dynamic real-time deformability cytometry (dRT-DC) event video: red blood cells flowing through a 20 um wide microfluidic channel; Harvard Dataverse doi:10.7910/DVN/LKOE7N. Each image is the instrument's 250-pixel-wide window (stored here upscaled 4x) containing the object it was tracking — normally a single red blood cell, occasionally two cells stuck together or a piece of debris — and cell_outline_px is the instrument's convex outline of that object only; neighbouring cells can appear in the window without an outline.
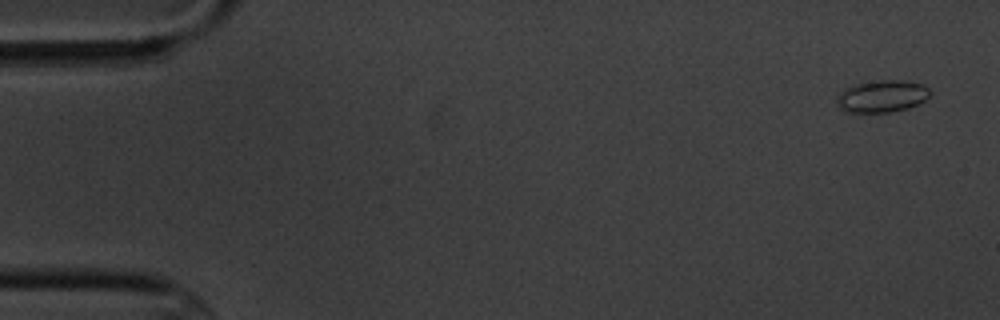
{"species": "common noctule bat (a hibernating species)", "species_latin": "Nyctalus noctula", "temperature_condition": "cold", "stored_images_in_passage": 6, "camera_frame_rate_fps": 3000, "um_per_image_px": 0.085, "animal": {"sex": "male", "body_mass_g": 20.1, "forearm_length_mm": 53.5}, "frame": {"image": 1, "passage_image": 1, "time_ms": 0.0, "image_size_px": [1000, 320], "cell_outline_px": [[928, 96], [924, 100], [908, 108], [892, 112], [844, 112], [836, 104], [836, 96], [844, 88], [856, 84], [880, 80], [904, 80], [920, 84], [928, 88]], "centroid_in_image_um": [74.9, 8.19], "position_along_channel_um": 10.1, "area_um2": 17.34}}
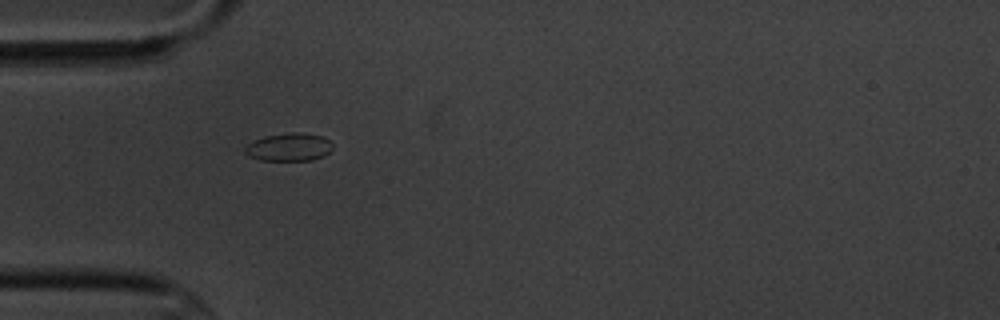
{"frame": {"image": 2, "passage_image": 5, "time_ms": 5.0, "image_size_px": [1000, 320], "cell_outline_px": [[332, 148], [324, 156], [312, 160], [260, 160], [248, 156], [244, 152], [244, 148], [252, 140], [264, 136], [292, 132], [300, 132], [324, 136], [332, 144]], "centroid_in_image_um": [24.54, 12.49], "position_along_channel_um": 60.5, "area_um2": 14.39}}